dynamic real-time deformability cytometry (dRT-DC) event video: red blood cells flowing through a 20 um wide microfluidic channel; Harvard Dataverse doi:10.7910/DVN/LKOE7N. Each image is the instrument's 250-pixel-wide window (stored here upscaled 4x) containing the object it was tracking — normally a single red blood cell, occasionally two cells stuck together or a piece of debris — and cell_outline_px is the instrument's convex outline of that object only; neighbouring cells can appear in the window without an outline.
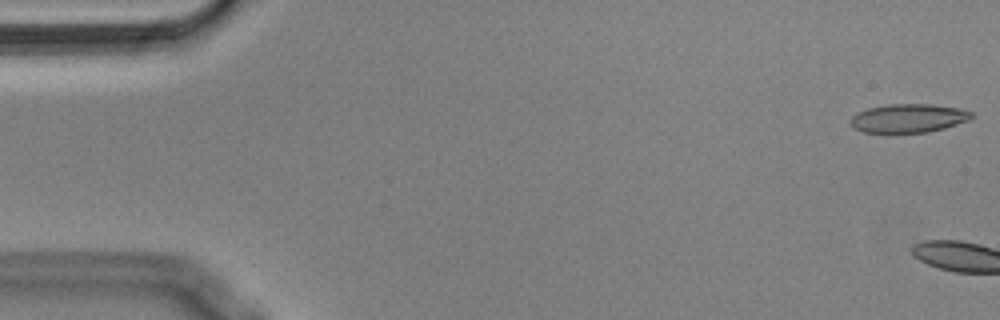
{"species": "Egyptian fruit bat (a non-hibernating species)", "species_latin": "Rousettus aegyptiacus", "temperature_condition": "cold", "stored_images_in_passage": 4, "camera_frame_rate_fps": 3000, "um_per_image_px": 0.085, "animal": {"sex": "male"}, "frame": {"image": 1, "passage_image": 1, "time_ms": 0.0, "image_size_px": [1000, 320], "cell_outline_px": [[972, 116], [968, 120], [944, 128], [924, 132], [864, 132], [852, 128], [852, 116], [868, 108], [888, 104], [932, 104], [956, 108], [972, 112]], "centroid_in_image_um": [77.2, 10.04], "position_along_channel_um": 7.8, "area_um2": 19.77}}